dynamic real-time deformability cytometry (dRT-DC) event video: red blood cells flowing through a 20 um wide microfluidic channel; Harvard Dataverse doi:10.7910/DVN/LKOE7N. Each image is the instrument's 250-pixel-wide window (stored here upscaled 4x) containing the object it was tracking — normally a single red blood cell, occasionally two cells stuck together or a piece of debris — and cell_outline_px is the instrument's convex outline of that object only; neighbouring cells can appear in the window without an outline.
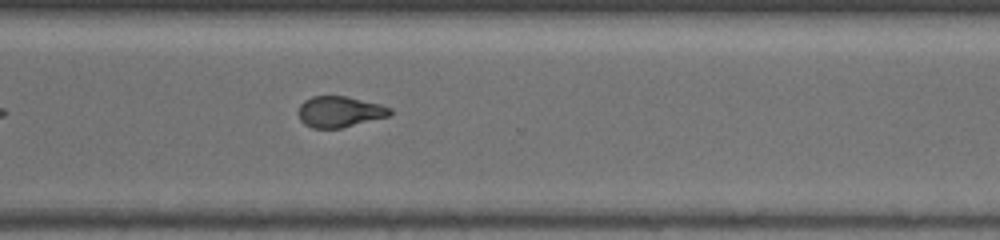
{"species": "common noctule bat (a hibernating species)", "species_latin": "Nyctalus noctula", "temperature_condition": "warm", "stored_images_in_passage": 44, "camera_frame_rate_fps": 3000, "um_per_image_px": 0.085, "animal": {"sex": "female", "body_mass_g": 19.5, "forearm_length_mm": 54.1}, "frame": {"image": 1, "passage_image": 32, "time_ms": 10.333, "image_size_px": [1000, 240], "cell_outline_px": [[392, 112], [388, 116], [340, 128], [312, 128], [304, 124], [300, 120], [296, 112], [300, 104], [304, 100], [312, 96], [344, 96], [380, 104], [392, 108]], "centroid_in_image_um": [28.81, 9.49], "position_along_channel_um": 341.8, "area_um2": 16.53}}